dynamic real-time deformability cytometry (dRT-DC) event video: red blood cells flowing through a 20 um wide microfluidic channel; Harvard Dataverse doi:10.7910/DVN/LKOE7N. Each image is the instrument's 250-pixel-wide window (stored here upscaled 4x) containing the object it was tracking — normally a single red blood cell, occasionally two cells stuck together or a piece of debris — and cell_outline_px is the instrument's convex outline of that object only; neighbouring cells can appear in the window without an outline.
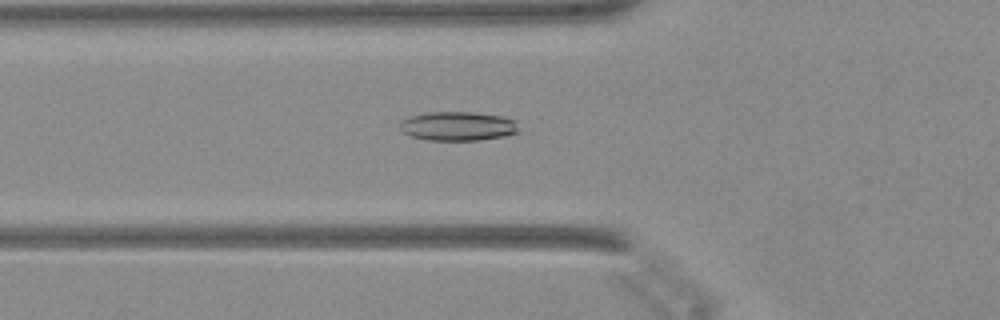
{"species": "Egyptian fruit bat (a non-hibernating species)", "species_latin": "Rousettus aegyptiacus", "temperature_condition": "warm", "stored_images_in_passage": 48, "camera_frame_rate_fps": 3000, "um_per_image_px": 0.085, "animal": {"sex": "female"}, "frame": {"image": 1, "passage_image": 17, "time_ms": 5.333, "image_size_px": [1000, 320], "cell_outline_px": [[516, 132], [504, 136], [480, 140], [428, 140], [412, 136], [404, 132], [400, 128], [400, 120], [412, 116], [428, 112], [472, 112], [500, 116], [512, 120], [516, 128]], "centroid_in_image_um": [38.85, 10.72], "position_along_channel_um": 87.0, "area_um2": 19.71}}
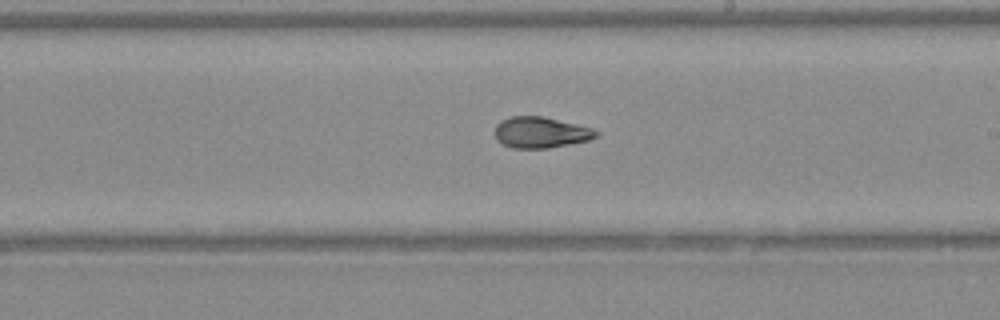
{"frame": {"image": 2, "passage_image": 28, "time_ms": 9.0, "image_size_px": [1000, 320], "cell_outline_px": [[600, 132], [596, 136], [588, 140], [548, 148], [512, 148], [496, 140], [496, 124], [500, 120], [508, 116], [544, 116], [592, 128]], "centroid_in_image_um": [45.94, 11.24], "position_along_channel_um": 243.1, "area_um2": 18.26}}
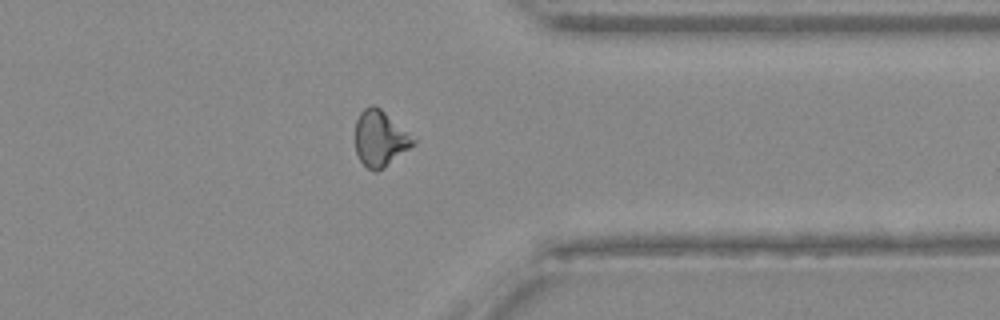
{"frame": {"image": 3, "passage_image": 38, "time_ms": 12.333, "image_size_px": [1000, 320], "cell_outline_px": [[416, 140], [408, 148], [376, 172], [372, 172], [360, 160], [356, 152], [356, 120], [360, 112], [364, 108], [372, 104], [380, 108]], "centroid_in_image_um": [32.25, 11.75], "position_along_channel_um": 379.1, "area_um2": 18.15}}